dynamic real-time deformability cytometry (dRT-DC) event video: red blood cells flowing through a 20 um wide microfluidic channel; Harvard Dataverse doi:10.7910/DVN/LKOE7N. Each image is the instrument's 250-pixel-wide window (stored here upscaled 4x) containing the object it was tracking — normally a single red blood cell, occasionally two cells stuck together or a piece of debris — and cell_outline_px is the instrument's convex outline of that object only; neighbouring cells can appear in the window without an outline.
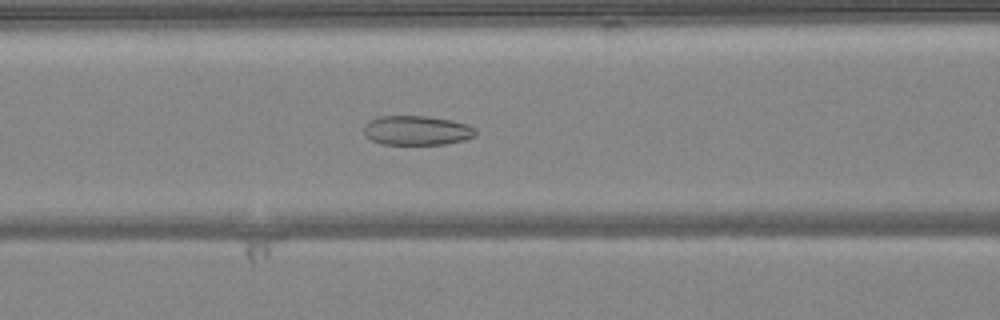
{"species": "common noctule bat (a hibernating species)", "species_latin": "Nyctalus noctula", "temperature_condition": "warm", "stored_images_in_passage": 35, "camera_frame_rate_fps": 3000, "um_per_image_px": 0.085, "animal": {"sex": "female", "body_mass_g": 24.6, "forearm_length_mm": 56.2}, "frame": {"image": 1, "passage_image": 6, "time_ms": 1.667, "image_size_px": [1000, 320], "cell_outline_px": [[476, 136], [464, 140], [448, 144], [380, 144], [372, 140], [364, 132], [364, 124], [368, 120], [380, 116], [428, 116], [468, 124], [476, 128]], "centroid_in_image_um": [35.44, 11.08], "position_along_channel_um": 131.2, "area_um2": 19.25}}
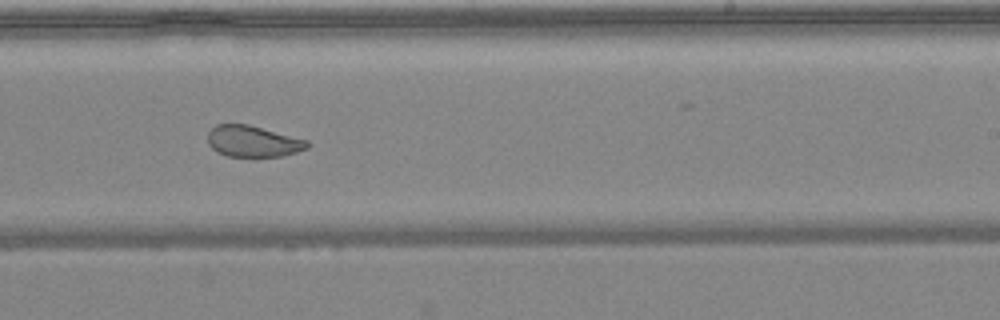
{"frame": {"image": 2, "passage_image": 16, "time_ms": 5.0, "image_size_px": [1000, 320], "cell_outline_px": [[312, 144], [308, 148], [296, 152], [280, 156], [228, 156], [216, 152], [208, 144], [208, 132], [216, 124], [248, 124], [308, 140]], "centroid_in_image_um": [21.51, 12.01], "position_along_channel_um": 267.5, "area_um2": 18.15}}
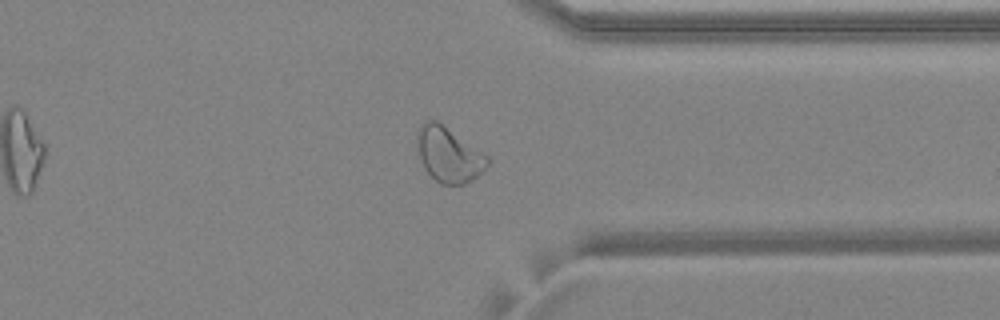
{"frame": {"image": 3, "passage_image": 24, "time_ms": 7.667, "image_size_px": [1000, 320], "cell_outline_px": [[488, 164], [472, 180], [464, 184], [440, 184], [424, 168], [420, 160], [416, 140], [416, 132], [420, 124], [424, 120], [436, 120], [488, 156]], "centroid_in_image_um": [38.08, 13.12], "position_along_channel_um": 373.3, "area_um2": 22.25}, "authors_computed_cell_mechanics": {"area_um2": 20.2878, "velocity_mm_per_s": 4.0962, "shape_relaxation_time_tau1_ms": null, "shape_relaxation_time_tau2_ms": 1.4348, "deformation_change_tau1": null, "deformation_change_tau2": 0.0749}}